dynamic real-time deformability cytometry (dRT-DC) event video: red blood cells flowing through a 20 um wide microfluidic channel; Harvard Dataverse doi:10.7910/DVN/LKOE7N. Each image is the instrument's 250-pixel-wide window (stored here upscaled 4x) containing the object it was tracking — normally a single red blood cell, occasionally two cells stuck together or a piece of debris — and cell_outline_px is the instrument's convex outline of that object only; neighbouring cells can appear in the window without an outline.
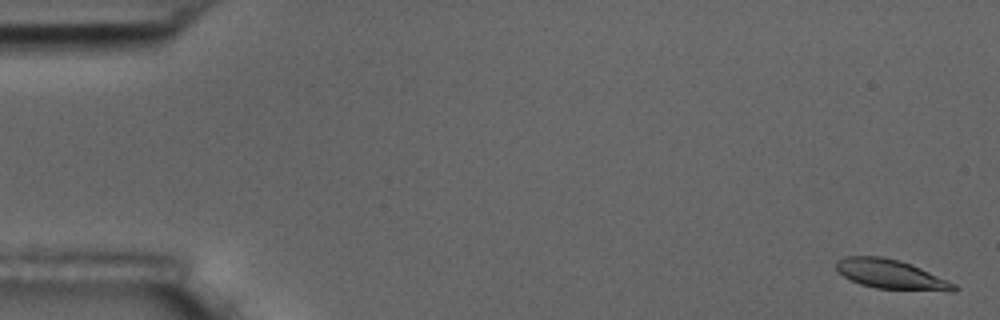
{"species": "common noctule bat (a hibernating species)", "species_latin": "Nyctalus noctula", "temperature_condition": "room temperature", "stored_images_in_passage": 6, "camera_frame_rate_fps": 3000, "um_per_image_px": 0.085, "animal": {"sex": "male", "body_mass_g": 17.5, "forearm_length_mm": 52.3}, "frame": {"image": 1, "passage_image": 1, "time_ms": 0.0, "image_size_px": [1000, 320], "cell_outline_px": [[960, 288], [956, 292], [952, 292], [876, 288], [860, 284], [836, 272], [836, 260], [844, 256], [880, 256], [900, 260], [912, 264], [948, 280], [956, 284]], "centroid_in_image_um": [75.77, 23.32], "position_along_channel_um": 9.2, "area_um2": 20.52}}